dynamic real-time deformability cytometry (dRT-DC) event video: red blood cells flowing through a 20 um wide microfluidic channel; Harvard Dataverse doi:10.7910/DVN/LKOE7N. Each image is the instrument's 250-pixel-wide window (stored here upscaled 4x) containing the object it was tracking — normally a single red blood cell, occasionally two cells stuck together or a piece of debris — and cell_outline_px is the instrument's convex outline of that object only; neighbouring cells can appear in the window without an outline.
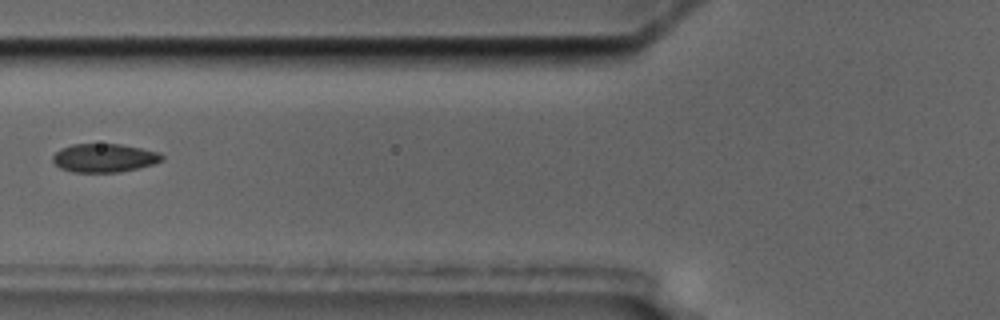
{"species": "common noctule bat (a hibernating species)", "species_latin": "Nyctalus noctula", "temperature_condition": "cold", "stored_images_in_passage": 7, "segment_of_instrument_passage": [2, 2], "camera_frame_rate_fps": 3000, "um_per_image_px": 0.085, "animal": {"sex": "male", "body_mass_g": 17.5, "forearm_length_mm": 52.3}, "frame": {"image": 1, "passage_image": 7, "time_ms": 6.667, "image_size_px": [1000, 320], "cell_outline_px": [[164, 160], [152, 164], [120, 172], [72, 172], [60, 168], [52, 160], [52, 156], [60, 148], [72, 144], [120, 144], [160, 152], [164, 156]], "centroid_in_image_um": [8.85, 13.42], "position_along_channel_um": 117.0, "area_um2": 18.15}}